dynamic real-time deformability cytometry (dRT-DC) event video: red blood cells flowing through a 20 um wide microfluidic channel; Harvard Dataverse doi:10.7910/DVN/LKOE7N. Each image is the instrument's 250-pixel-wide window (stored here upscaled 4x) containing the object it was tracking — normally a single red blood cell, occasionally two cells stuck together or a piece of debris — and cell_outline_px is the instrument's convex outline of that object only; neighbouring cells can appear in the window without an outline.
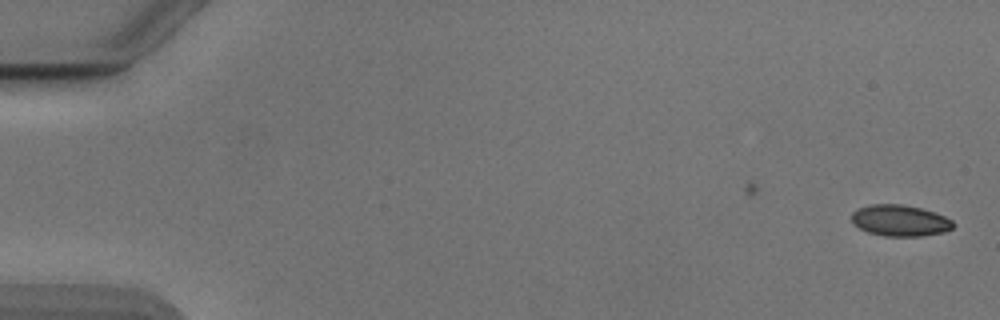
{"species": "Egyptian fruit bat (a non-hibernating species)", "species_latin": "Rousettus aegyptiacus", "temperature_condition": "cold", "stored_images_in_passage": 50, "camera_frame_rate_fps": 3000, "um_per_image_px": 0.085, "animal": {"sex": "male"}, "frame": {"image": 1, "passage_image": 1, "time_ms": 0.0, "image_size_px": [1000, 320], "cell_outline_px": [[956, 224], [952, 228], [944, 232], [920, 236], [884, 236], [868, 232], [852, 224], [852, 212], [856, 208], [868, 204], [900, 204], [920, 208], [944, 216], [952, 220]], "centroid_in_image_um": [76.47, 18.74], "position_along_channel_um": 8.5, "area_um2": 18.55}}
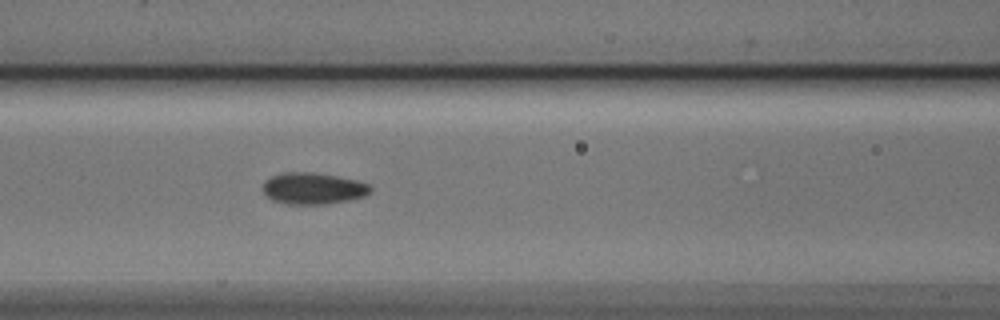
{"frame": {"image": 2, "passage_image": 23, "time_ms": 7.333, "image_size_px": [1000, 320], "cell_outline_px": [[372, 192], [364, 196], [348, 200], [324, 204], [288, 204], [272, 200], [264, 196], [260, 188], [264, 180], [272, 176], [284, 172], [312, 172], [336, 176], [356, 180], [368, 184], [372, 188]], "centroid_in_image_um": [26.55, 16.01], "position_along_channel_um": 140.1, "area_um2": 20.0}}
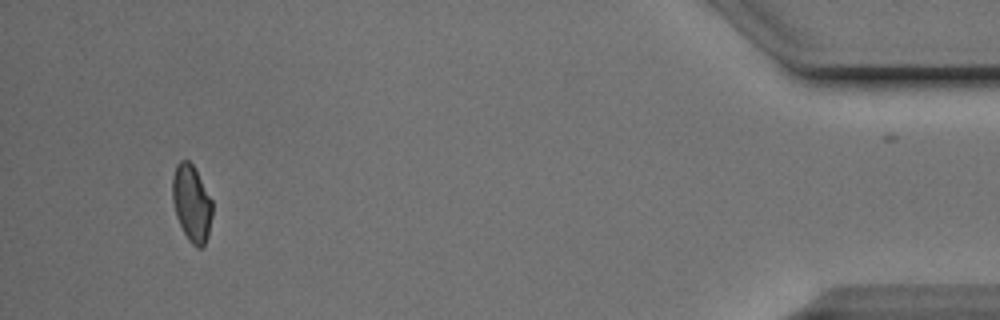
{"frame": {"image": 3, "passage_image": 50, "time_ms": 16.333, "image_size_px": [1000, 320], "cell_outline_px": [[212, 216], [208, 236], [204, 244], [200, 248], [196, 248], [188, 240], [176, 216], [172, 200], [172, 176], [176, 164], [180, 160], [188, 160], [192, 164], [212, 200]], "centroid_in_image_um": [16.28, 17.28], "position_along_channel_um": 418.9, "area_um2": 17.8}, "authors_computed_cell_mechanics": {"area_um2": 18.785, "velocity_mm_per_s": 3.8847, "shape_relaxation_time_tau1_ms": 4.9326, "shape_relaxation_time_tau2_ms": 1.6782, "deformation_change_tau1": 0.1008, "deformation_change_tau2": 0.0546}}